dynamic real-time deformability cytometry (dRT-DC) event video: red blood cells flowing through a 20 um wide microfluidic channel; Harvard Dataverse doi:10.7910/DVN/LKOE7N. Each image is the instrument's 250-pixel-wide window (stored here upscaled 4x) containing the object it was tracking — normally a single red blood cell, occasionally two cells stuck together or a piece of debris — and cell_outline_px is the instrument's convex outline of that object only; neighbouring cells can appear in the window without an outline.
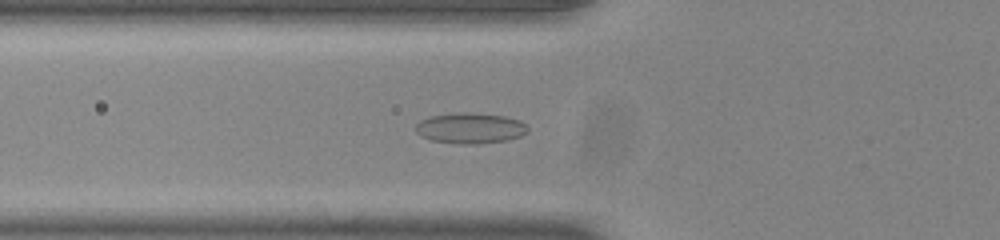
{"species": "common noctule bat (a hibernating species)", "species_latin": "Nyctalus noctula", "temperature_condition": "room temperature", "stored_images_in_passage": 44, "camera_frame_rate_fps": 3000, "um_per_image_px": 0.085, "animal": {"sex": "male", "body_mass_g": 20.0, "forearm_length_mm": 53.3}, "frame": {"image": 1, "passage_image": 10, "time_ms": 3.0, "image_size_px": [1000, 240], "cell_outline_px": [[528, 132], [520, 136], [508, 140], [480, 144], [460, 144], [432, 140], [420, 136], [416, 132], [416, 124], [420, 120], [428, 116], [460, 112], [464, 112], [504, 116], [520, 120], [528, 128]], "centroid_in_image_um": [39.96, 10.9], "position_along_channel_um": 85.8, "area_um2": 20.11}}
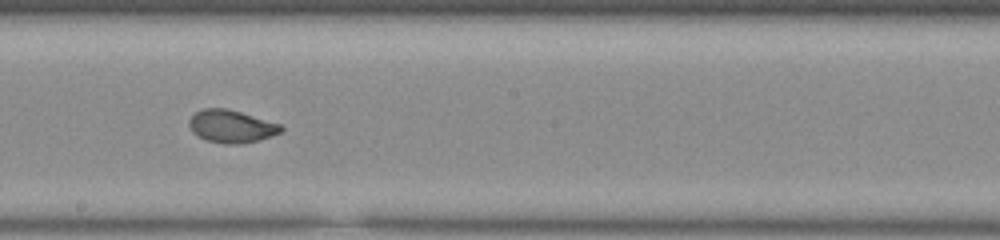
{"frame": {"image": 2, "passage_image": 21, "time_ms": 6.667, "image_size_px": [1000, 240], "cell_outline_px": [[284, 128], [280, 132], [272, 136], [260, 140], [240, 144], [224, 144], [208, 140], [196, 136], [192, 132], [188, 124], [188, 120], [200, 108], [224, 108], [240, 112], [280, 124]], "centroid_in_image_um": [19.63, 10.75], "position_along_channel_um": 228.6, "area_um2": 17.51}}
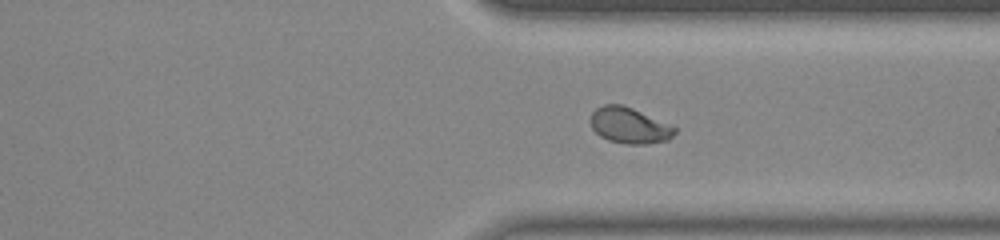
{"frame": {"image": 3, "passage_image": 31, "time_ms": 10.0, "image_size_px": [1000, 240], "cell_outline_px": [[676, 132], [668, 140], [648, 144], [624, 144], [608, 140], [600, 136], [592, 128], [588, 120], [592, 112], [596, 108], [604, 104], [620, 104], [632, 108], [676, 128]], "centroid_in_image_um": [53.44, 10.67], "position_along_channel_um": 358.0, "area_um2": 17.57}}